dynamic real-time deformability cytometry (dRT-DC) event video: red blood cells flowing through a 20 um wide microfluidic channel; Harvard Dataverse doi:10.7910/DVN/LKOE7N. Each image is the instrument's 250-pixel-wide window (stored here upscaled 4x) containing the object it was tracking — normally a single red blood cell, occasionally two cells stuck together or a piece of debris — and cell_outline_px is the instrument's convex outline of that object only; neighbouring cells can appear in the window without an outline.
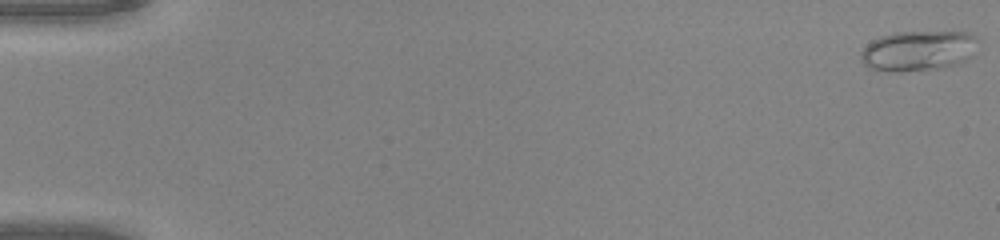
{"species": "common noctule bat (a hibernating species)", "species_latin": "Nyctalus noctula", "temperature_condition": "warm", "stored_images_in_passage": 50, "camera_frame_rate_fps": 3000, "um_per_image_px": 0.085, "animal": {"sex": "male", "body_mass_g": 20.0, "forearm_length_mm": 53.3}, "frame": {"image": 1, "passage_image": 1, "time_ms": 0.0, "image_size_px": [1000, 240], "cell_outline_px": [[980, 40], [968, 56], [964, 60], [956, 64], [944, 68], [900, 72], [888, 72], [868, 68], [860, 60], [860, 52], [872, 40], [880, 36], [896, 32], [968, 32], [976, 36]], "centroid_in_image_um": [78.0, 4.32], "position_along_channel_um": 7.0, "area_um2": 27.63}}
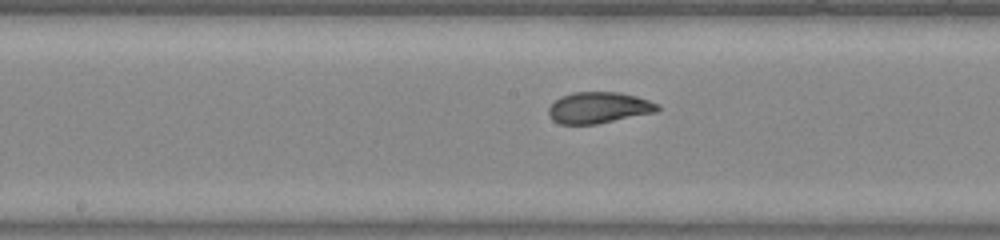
{"frame": {"image": 2, "passage_image": 27, "time_ms": 8.667, "image_size_px": [1000, 240], "cell_outline_px": [[660, 108], [656, 112], [596, 124], [560, 124], [552, 120], [548, 116], [548, 108], [560, 96], [572, 92], [620, 92], [636, 96], [660, 104]], "centroid_in_image_um": [50.88, 9.15], "position_along_channel_um": 197.3, "area_um2": 19.94}}
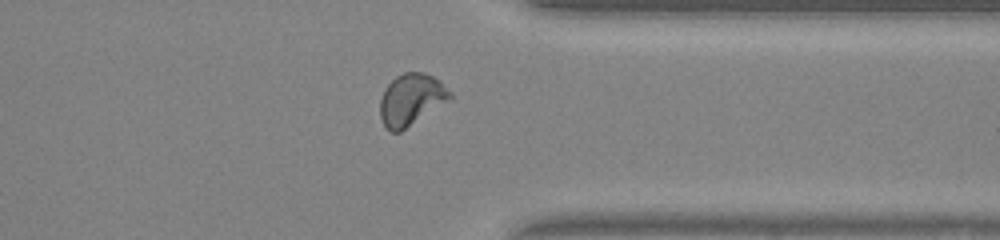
{"frame": {"image": 3, "passage_image": 40, "time_ms": 13.0, "image_size_px": [1000, 240], "cell_outline_px": [[452, 100], [400, 132], [392, 132], [384, 128], [380, 116], [380, 100], [384, 88], [396, 76], [404, 72], [424, 72], [440, 80], [452, 92]], "centroid_in_image_um": [34.97, 8.47], "position_along_channel_um": 376.4, "area_um2": 21.5}, "authors_computed_cell_mechanics": {"area_um2": 20.5768, "velocity_mm_per_s": 4.1989, "shape_relaxation_time_tau1_ms": 7.0321, "shape_relaxation_time_tau2_ms": null, "deformation_change_tau1": 0.2162, "deformation_change_tau2": null}}